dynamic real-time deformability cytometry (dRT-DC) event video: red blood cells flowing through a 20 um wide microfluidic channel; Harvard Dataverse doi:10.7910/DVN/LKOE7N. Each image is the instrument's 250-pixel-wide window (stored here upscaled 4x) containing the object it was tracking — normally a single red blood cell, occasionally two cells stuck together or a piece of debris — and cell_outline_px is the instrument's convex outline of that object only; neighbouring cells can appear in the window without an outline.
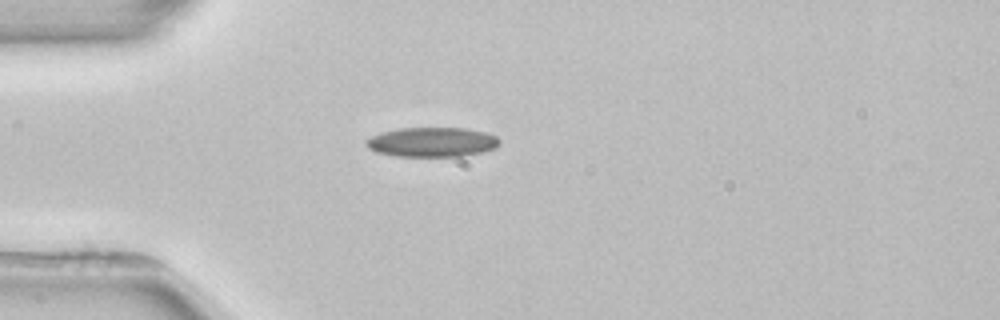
{"species": "common noctule bat (a hibernating species)", "species_latin": "Nyctalus noctula", "temperature_condition": "room temperature", "stored_images_in_passage": 1, "camera_frame_rate_fps": 3000, "um_per_image_px": 0.085, "animal": {"sex": "female", "body_mass_g": 22.7, "forearm_length_mm": 54.2}, "frame": {"image": 1, "passage_image": 1, "time_ms": 0.0, "image_size_px": [1000, 320], "cell_outline_px": [[500, 140], [496, 148], [464, 156], [396, 156], [376, 152], [368, 148], [364, 144], [364, 140], [380, 132], [400, 128], [464, 128], [484, 132], [496, 136]], "centroid_in_image_um": [36.68, 12.07], "position_along_channel_um": 48.3, "area_um2": 23.0}}